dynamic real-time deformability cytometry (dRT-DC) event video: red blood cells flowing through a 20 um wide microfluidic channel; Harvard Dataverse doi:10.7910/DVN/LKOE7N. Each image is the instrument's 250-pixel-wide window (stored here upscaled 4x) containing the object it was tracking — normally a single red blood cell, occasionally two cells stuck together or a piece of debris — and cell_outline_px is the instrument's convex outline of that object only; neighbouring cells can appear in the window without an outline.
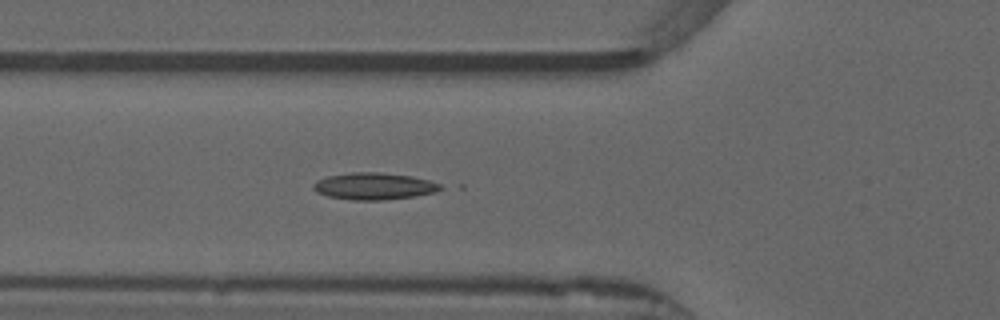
{"species": "common noctule bat (a hibernating species)", "species_latin": "Nyctalus noctula", "temperature_condition": "warm", "stored_images_in_passage": 37, "camera_frame_rate_fps": 3000, "um_per_image_px": 0.085, "animal": {"sex": "male", "forearm_length_mm": 52.5}, "frame": {"image": 1, "passage_image": 10, "time_ms": 3.0, "image_size_px": [1000, 320], "cell_outline_px": [[444, 188], [436, 192], [416, 196], [384, 200], [352, 200], [328, 196], [316, 192], [312, 188], [312, 184], [316, 180], [328, 176], [352, 172], [376, 172], [412, 176], [428, 180], [440, 184]], "centroid_in_image_um": [31.78, 15.83], "position_along_channel_um": 94.0, "area_um2": 20.0}, "authors_computed_cell_mechanics": {"area_um2": 18.6694, "velocity_mm_per_s": 3.9132, "shape_relaxation_time_tau1_ms": null, "shape_relaxation_time_tau2_ms": 1.3877, "deformation_change_tau1": null, "deformation_change_tau2": 0.0667}}